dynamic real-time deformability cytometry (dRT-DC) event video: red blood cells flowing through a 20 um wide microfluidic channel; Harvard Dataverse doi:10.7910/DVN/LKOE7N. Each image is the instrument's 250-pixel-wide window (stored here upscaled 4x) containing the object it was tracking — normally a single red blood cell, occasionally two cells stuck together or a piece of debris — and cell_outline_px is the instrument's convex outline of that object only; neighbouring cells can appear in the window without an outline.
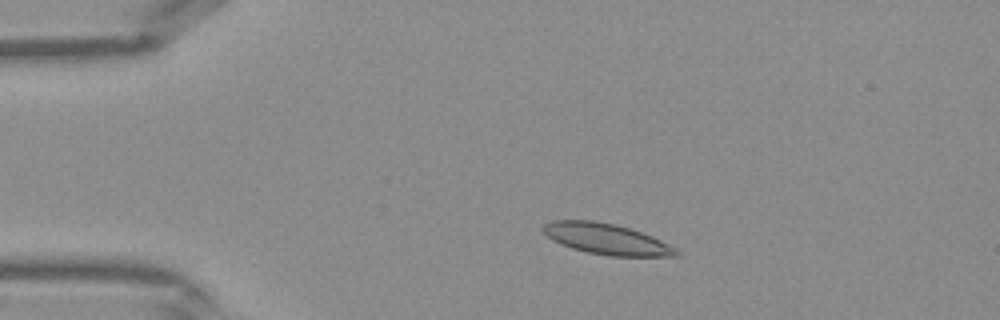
{"species": "Egyptian fruit bat (a non-hibernating species)", "species_latin": "Rousettus aegyptiacus", "temperature_condition": "warm", "stored_images_in_passage": 40, "camera_frame_rate_fps": 3000, "um_per_image_px": 0.085, "frame": {"image": 1, "passage_image": 7, "time_ms": 2.0, "image_size_px": [1000, 320], "cell_outline_px": [[680, 256], [608, 256], [588, 252], [572, 248], [560, 244], [552, 240], [540, 228], [544, 224], [552, 220], [592, 220], [612, 224], [628, 228], [652, 236], [676, 248], [680, 252]], "centroid_in_image_um": [51.53, 20.32], "position_along_channel_um": 33.5, "area_um2": 23.81}}
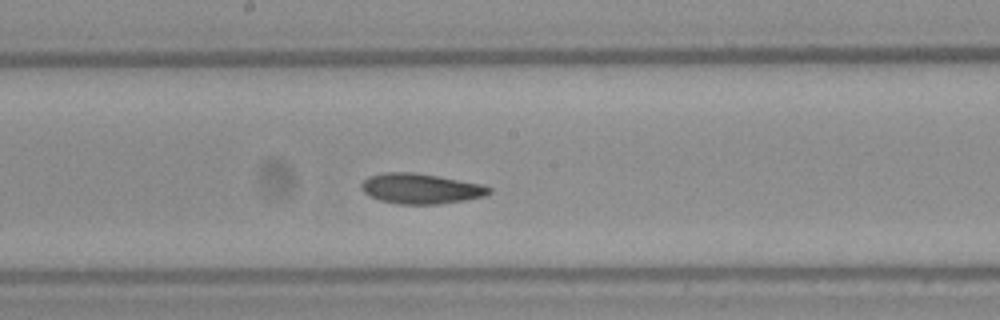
{"frame": {"image": 2, "passage_image": 21, "time_ms": 6.667, "image_size_px": [1000, 320], "cell_outline_px": [[492, 192], [484, 196], [464, 200], [440, 204], [400, 204], [380, 200], [368, 196], [360, 188], [360, 184], [368, 176], [384, 172], [412, 172], [484, 184], [492, 188]], "centroid_in_image_um": [35.75, 16.03], "position_along_channel_um": 212.4, "area_um2": 22.6}}
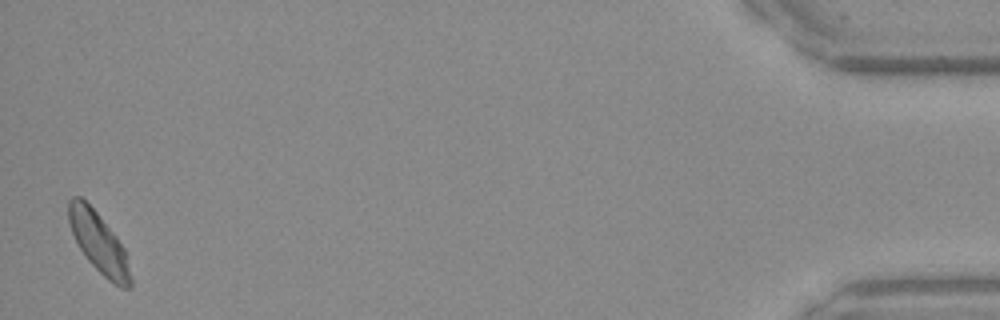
{"frame": {"image": 3, "passage_image": 40, "time_ms": 13.0, "image_size_px": [1000, 320], "cell_outline_px": [[132, 288], [120, 288], [108, 280], [88, 260], [80, 248], [72, 232], [68, 220], [68, 200], [72, 196], [80, 196], [96, 212], [116, 236], [124, 248], [132, 280]], "centroid_in_image_um": [8.4, 20.65], "position_along_channel_um": 426.8, "area_um2": 21.44}}